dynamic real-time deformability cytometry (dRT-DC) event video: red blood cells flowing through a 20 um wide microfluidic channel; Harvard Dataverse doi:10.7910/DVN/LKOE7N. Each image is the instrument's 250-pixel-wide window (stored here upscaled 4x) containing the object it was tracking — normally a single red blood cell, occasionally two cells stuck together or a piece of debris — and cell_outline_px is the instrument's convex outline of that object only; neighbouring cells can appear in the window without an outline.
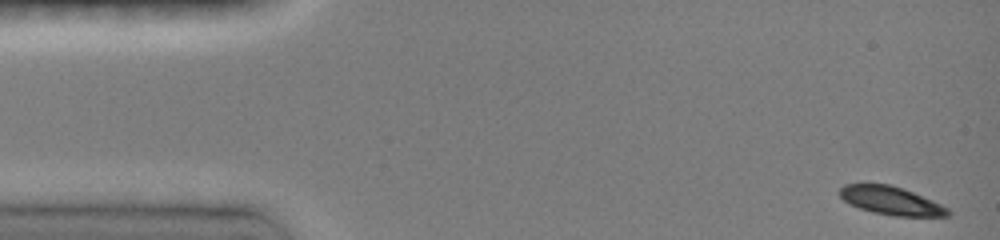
{"species": "common noctule bat (a hibernating species)", "species_latin": "Nyctalus noctula", "temperature_condition": "room temperature", "stored_images_in_passage": 33, "camera_frame_rate_fps": 3000, "um_per_image_px": 0.085, "animal": {"sex": "female", "body_mass_g": 19.0, "forearm_length_mm": 51.5}, "frame": {"image": 1, "passage_image": 1, "time_ms": 0.0, "image_size_px": [1000, 240], "cell_outline_px": [[952, 212], [948, 216], [892, 216], [872, 212], [848, 204], [840, 196], [840, 188], [844, 184], [892, 184], [932, 200], [948, 208]], "centroid_in_image_um": [75.73, 17.06], "position_along_channel_um": 9.3, "area_um2": 17.8}}
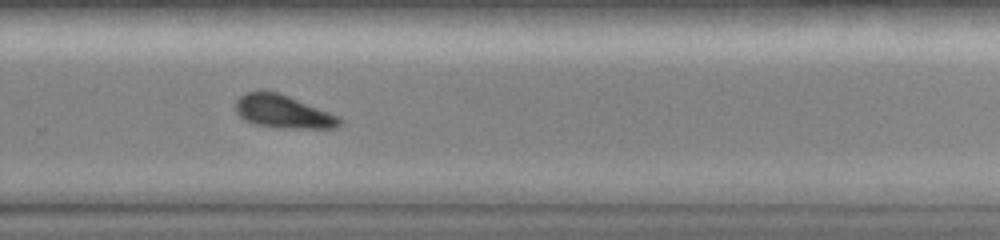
{"frame": {"image": 2, "passage_image": 24, "time_ms": 10.0, "image_size_px": [1000, 240], "cell_outline_px": [[344, 120], [336, 128], [284, 128], [256, 124], [244, 120], [236, 112], [236, 100], [240, 96], [248, 92], [280, 92], [340, 116]], "centroid_in_image_um": [24.11, 9.49], "position_along_channel_um": 305.7, "area_um2": 20.0}}
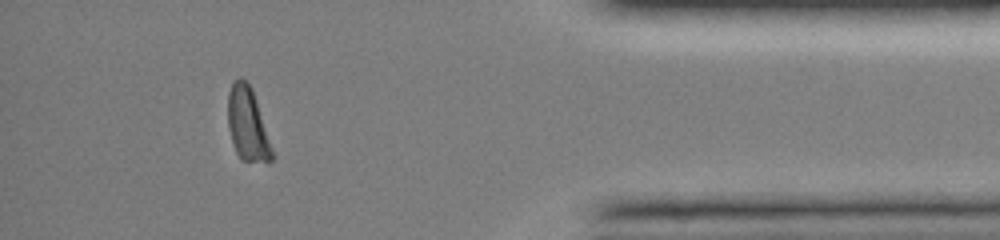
{"frame": {"image": 3, "passage_image": 30, "time_ms": 13.333, "image_size_px": [1000, 240], "cell_outline_px": [[276, 156], [268, 164], [240, 160], [236, 152], [228, 128], [228, 92], [232, 80], [240, 76], [252, 88]], "centroid_in_image_um": [21.07, 10.6], "position_along_channel_um": 414.1, "area_um2": 19.36}, "authors_computed_cell_mechanics": {"area_um2": 19.7676, "velocity_mm_per_s": 4.0981, "shape_relaxation_time_tau1_ms": 3.2769, "shape_relaxation_time_tau2_ms": null, "deformation_change_tau1": 0.1301, "deformation_change_tau2": null}}